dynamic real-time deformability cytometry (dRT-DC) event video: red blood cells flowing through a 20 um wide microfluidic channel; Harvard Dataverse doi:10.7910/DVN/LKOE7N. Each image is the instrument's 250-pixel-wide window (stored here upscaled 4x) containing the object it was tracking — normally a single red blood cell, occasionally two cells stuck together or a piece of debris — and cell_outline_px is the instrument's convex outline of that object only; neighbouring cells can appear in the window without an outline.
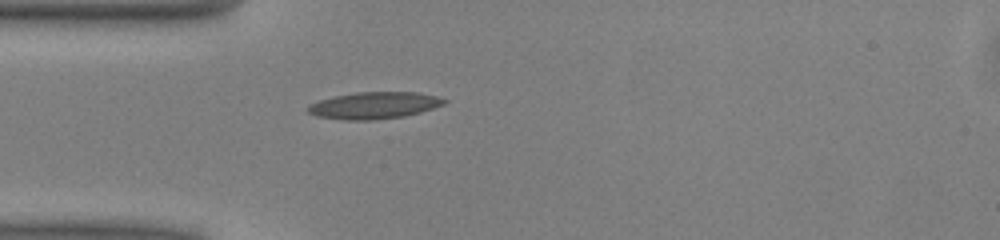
{"species": "common noctule bat (a hibernating species)", "species_latin": "Nyctalus noctula", "temperature_condition": "warm", "stored_images_in_passage": 37, "camera_frame_rate_fps": 3000, "um_per_image_px": 0.085, "animal": {"sex": "male", "body_mass_g": 13.0, "forearm_length_mm": 53.1}, "frame": {"image": 1, "passage_image": 1, "time_ms": 0.0, "image_size_px": [1000, 240], "cell_outline_px": [[448, 100], [444, 104], [420, 112], [404, 116], [372, 120], [344, 120], [316, 116], [308, 112], [308, 104], [320, 100], [336, 96], [356, 92], [416, 92], [436, 96]], "centroid_in_image_um": [31.79, 8.96], "position_along_channel_um": 53.2, "area_um2": 21.15}}
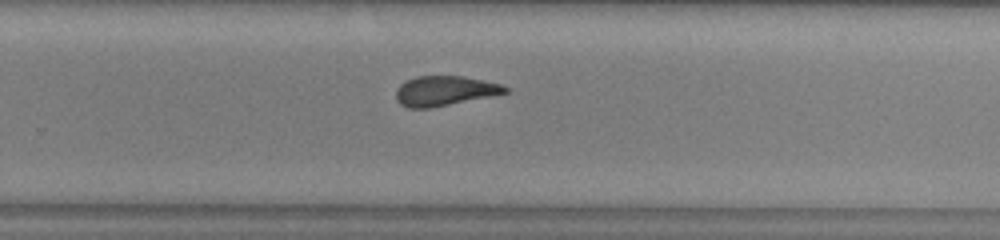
{"frame": {"image": 2, "passage_image": 19, "time_ms": 6.0, "image_size_px": [1000, 240], "cell_outline_px": [[508, 92], [432, 108], [408, 108], [400, 104], [396, 100], [396, 88], [400, 84], [416, 76], [464, 76], [484, 80], [500, 84], [508, 88]], "centroid_in_image_um": [37.75, 7.72], "position_along_channel_um": 292.0, "area_um2": 18.9}}
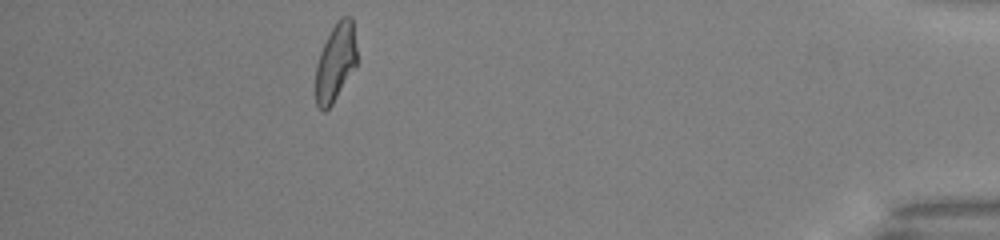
{"frame": {"image": 3, "passage_image": 32, "time_ms": 10.333, "image_size_px": [1000, 240], "cell_outline_px": [[356, 64], [332, 104], [324, 112], [320, 112], [316, 104], [316, 64], [320, 52], [336, 20], [340, 16], [352, 16], [356, 48]], "centroid_in_image_um": [28.5, 5.28], "position_along_channel_um": 406.7, "area_um2": 18.5}, "authors_computed_cell_mechanics": {"area_um2": 19.5942, "velocity_mm_per_s": 4.0614, "shape_relaxation_time_tau1_ms": 6.8295, "shape_relaxation_time_tau2_ms": 2.1616, "deformation_change_tau1": 0.193, "deformation_change_tau2": 0.1064}}